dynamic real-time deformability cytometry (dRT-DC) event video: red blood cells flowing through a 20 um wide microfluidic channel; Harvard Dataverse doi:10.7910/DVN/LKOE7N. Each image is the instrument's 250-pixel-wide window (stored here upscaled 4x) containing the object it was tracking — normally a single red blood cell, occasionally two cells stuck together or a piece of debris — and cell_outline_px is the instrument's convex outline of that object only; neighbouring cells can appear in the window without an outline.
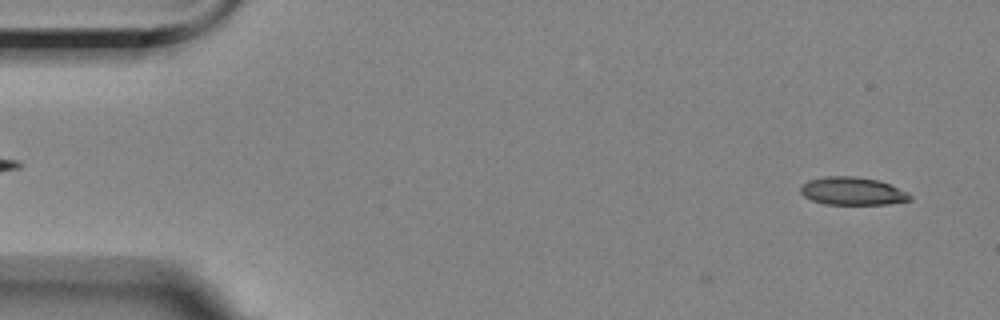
{"species": "Egyptian fruit bat (a non-hibernating species)", "species_latin": "Rousettus aegyptiacus", "temperature_condition": "room temperature", "stored_images_in_passage": 4, "camera_frame_rate_fps": 3000, "um_per_image_px": 0.085, "animal": {"sex": "female"}, "frame": {"image": 1, "passage_image": 1, "time_ms": 0.0, "image_size_px": [1000, 320], "cell_outline_px": [[912, 200], [888, 204], [824, 204], [812, 200], [804, 196], [800, 192], [800, 188], [808, 180], [824, 176], [856, 176], [880, 180], [908, 192], [912, 196]], "centroid_in_image_um": [72.48, 16.24], "position_along_channel_um": 12.5, "area_um2": 17.92}}
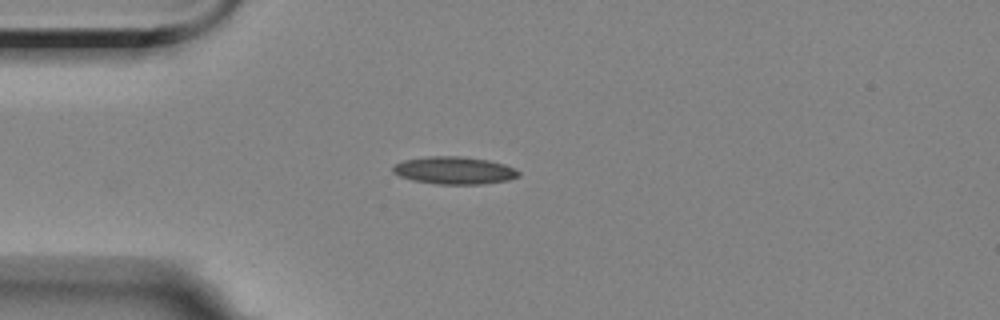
{"frame": {"image": 2, "passage_image": 4, "time_ms": 3.667, "image_size_px": [1000, 320], "cell_outline_px": [[520, 176], [508, 180], [480, 184], [436, 184], [412, 180], [400, 176], [392, 172], [392, 168], [396, 164], [404, 160], [428, 156], [460, 156], [488, 160], [504, 164], [520, 172]], "centroid_in_image_um": [38.6, 14.48], "position_along_channel_um": 46.4, "area_um2": 20.06}}